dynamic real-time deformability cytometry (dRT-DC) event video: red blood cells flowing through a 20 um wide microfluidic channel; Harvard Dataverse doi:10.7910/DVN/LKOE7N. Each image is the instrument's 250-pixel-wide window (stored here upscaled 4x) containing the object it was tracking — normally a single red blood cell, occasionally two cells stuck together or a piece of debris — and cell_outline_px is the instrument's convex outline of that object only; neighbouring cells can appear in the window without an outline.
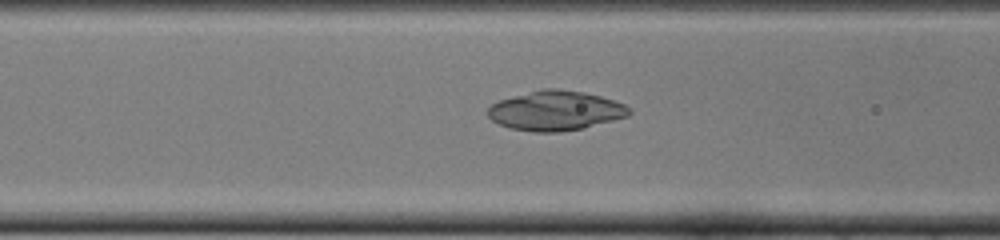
{"species": "common noctule bat (a hibernating species)", "species_latin": "Nyctalus noctula", "temperature_condition": "cold", "stored_images_in_passage": 49, "camera_frame_rate_fps": 3000, "um_per_image_px": 0.085, "animal": {"sex": "female", "body_mass_g": 22.0, "forearm_length_mm": 56.7}, "frame": {"image": 1, "passage_image": 18, "time_ms": 5.667, "image_size_px": [1000, 240], "cell_outline_px": [[632, 112], [628, 116], [584, 128], [560, 132], [536, 132], [512, 128], [500, 124], [492, 120], [488, 116], [488, 108], [492, 104], [500, 100], [544, 88], [556, 88], [584, 92], [600, 96], [624, 104]], "centroid_in_image_um": [47.24, 9.41], "position_along_channel_um": 119.4, "area_um2": 32.31}}
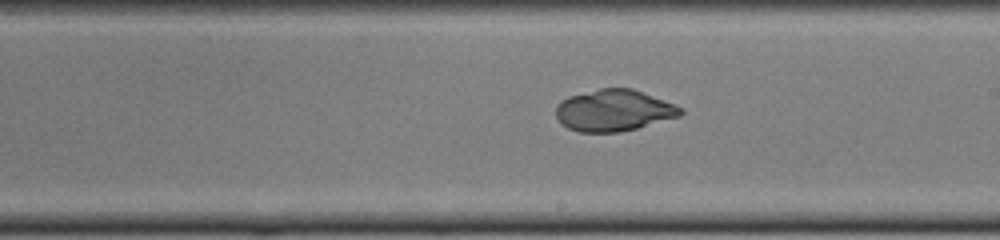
{"frame": {"image": 2, "passage_image": 27, "time_ms": 8.667, "image_size_px": [1000, 240], "cell_outline_px": [[684, 112], [680, 116], [636, 128], [620, 132], [576, 132], [560, 124], [556, 116], [556, 108], [568, 96], [600, 88], [632, 88], [676, 104], [684, 108]], "centroid_in_image_um": [52.19, 9.39], "position_along_channel_um": 236.8, "area_um2": 30.23}}
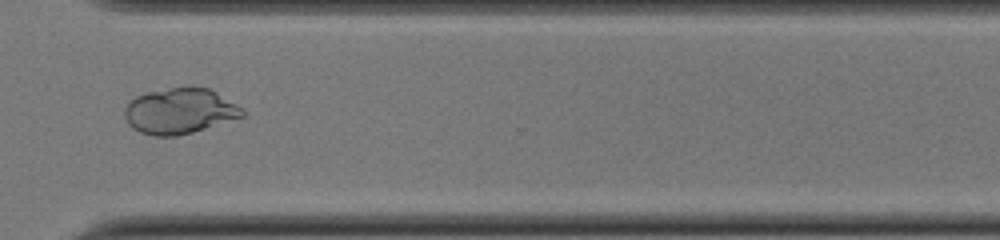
{"frame": {"image": 3, "passage_image": 36, "time_ms": 11.667, "image_size_px": [1000, 240], "cell_outline_px": [[244, 116], [192, 132], [176, 136], [152, 136], [140, 132], [132, 128], [128, 124], [124, 116], [124, 108], [136, 96], [148, 92], [172, 88], [208, 88], [216, 92], [244, 108]], "centroid_in_image_um": [15.26, 9.46], "position_along_channel_um": 355.3, "area_um2": 30.98}}